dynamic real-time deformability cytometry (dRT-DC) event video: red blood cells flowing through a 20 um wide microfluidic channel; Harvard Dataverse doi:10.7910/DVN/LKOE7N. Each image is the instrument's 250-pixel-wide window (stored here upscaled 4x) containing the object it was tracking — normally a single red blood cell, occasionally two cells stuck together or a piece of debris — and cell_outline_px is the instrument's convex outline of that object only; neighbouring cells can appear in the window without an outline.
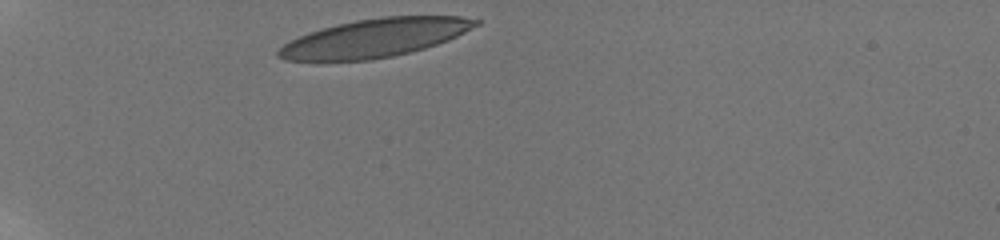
{"species": "human", "species_latin": "Homo sapiens", "temperature_condition": "room temperature", "stored_images_in_passage": 31, "camera_frame_rate_fps": 3000, "um_per_image_px": 0.085, "donor": {"sex": "male"}, "frame": {"image": 1, "passage_image": 1, "time_ms": 0.0, "image_size_px": [1000, 240], "cell_outline_px": [[480, 24], [448, 40], [424, 48], [392, 56], [372, 60], [284, 60], [276, 56], [276, 52], [284, 44], [308, 32], [320, 28], [336, 24], [356, 20], [380, 16], [460, 16], [480, 20]], "centroid_in_image_um": [31.86, 3.21], "position_along_channel_um": 53.1, "area_um2": 43.81}}
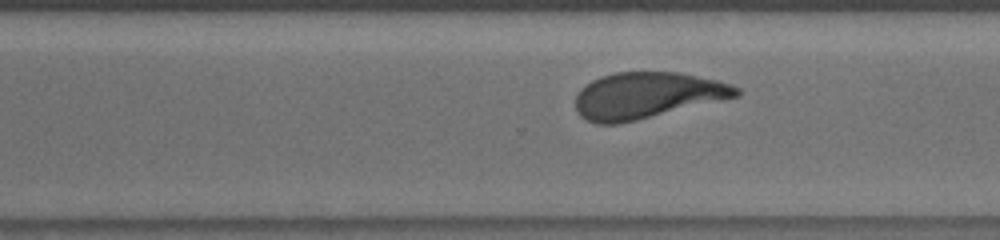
{"frame": {"image": 2, "passage_image": 23, "time_ms": 8.0, "image_size_px": [1000, 240], "cell_outline_px": [[740, 96], [636, 120], [616, 124], [596, 124], [580, 116], [576, 108], [576, 96], [580, 88], [592, 80], [600, 76], [616, 72], [676, 72], [716, 80], [740, 88]], "centroid_in_image_um": [54.96, 8.11], "position_along_channel_um": 315.6, "area_um2": 43.06}}
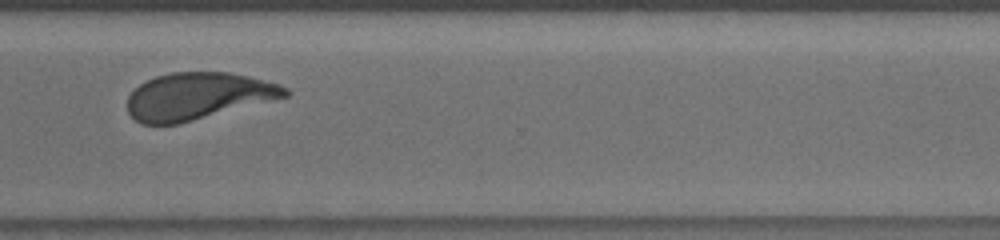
{"frame": {"image": 3, "passage_image": 26, "time_ms": 9.0, "image_size_px": [1000, 240], "cell_outline_px": [[292, 92], [288, 96], [176, 124], [140, 124], [128, 112], [128, 96], [140, 84], [156, 76], [172, 72], [228, 72], [248, 76], [280, 84], [288, 88]], "centroid_in_image_um": [16.82, 8.16], "position_along_channel_um": 353.8, "area_um2": 42.71}, "authors_computed_cell_mechanics": {"area_um2": 44.3904, "velocity_mm_per_s": 3.7886, "shape_relaxation_time_tau1_ms": 7.243, "shape_relaxation_time_tau2_ms": 1.2771, "deformation_change_tau1": 0.2348, "deformation_change_tau2": 0.0999}}